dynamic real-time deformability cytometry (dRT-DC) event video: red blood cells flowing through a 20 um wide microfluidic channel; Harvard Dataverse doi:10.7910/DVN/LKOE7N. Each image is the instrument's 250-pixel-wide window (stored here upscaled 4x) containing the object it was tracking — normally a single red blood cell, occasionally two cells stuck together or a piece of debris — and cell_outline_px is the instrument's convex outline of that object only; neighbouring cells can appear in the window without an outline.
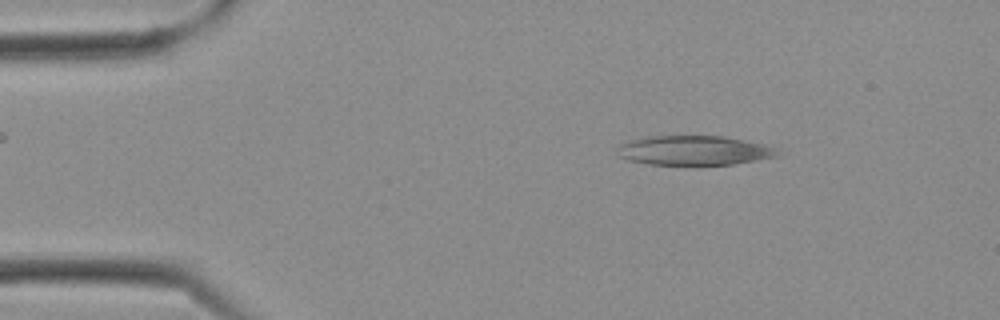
{"species": "Egyptian fruit bat (a non-hibernating species)", "species_latin": "Rousettus aegyptiacus", "temperature_condition": "cold", "stored_images_in_passage": 12, "camera_frame_rate_fps": 3000, "um_per_image_px": 0.085, "frame": {"image": 1, "passage_image": 3, "time_ms": 0.667, "image_size_px": [1000, 320], "cell_outline_px": [[784, 152], [780, 156], [732, 164], [648, 164], [628, 160], [616, 156], [616, 148], [620, 144], [632, 140], [648, 136], [720, 136], [772, 144], [780, 148]], "centroid_in_image_um": [59.09, 12.78], "position_along_channel_um": 25.9, "area_um2": 27.98}}
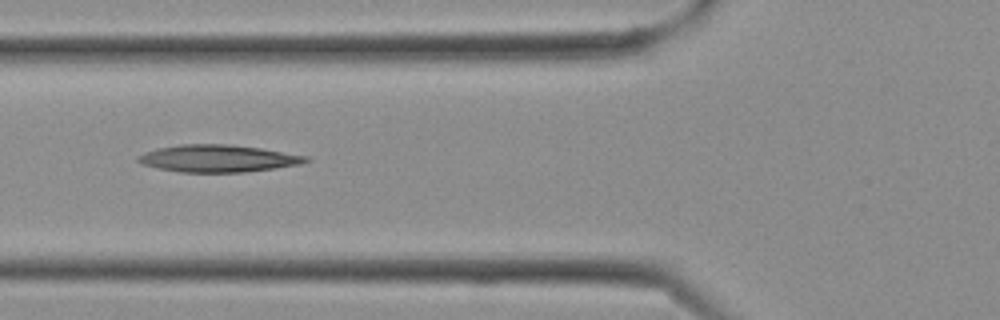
{"frame": {"image": 2, "passage_image": 9, "time_ms": 2.667, "image_size_px": [1000, 320], "cell_outline_px": [[312, 160], [300, 164], [276, 168], [244, 172], [180, 172], [156, 168], [140, 164], [136, 160], [136, 156], [144, 152], [156, 148], [180, 144], [228, 144], [260, 148], [308, 156]], "centroid_in_image_um": [18.48, 13.47], "position_along_channel_um": 107.3, "area_um2": 26.82}}
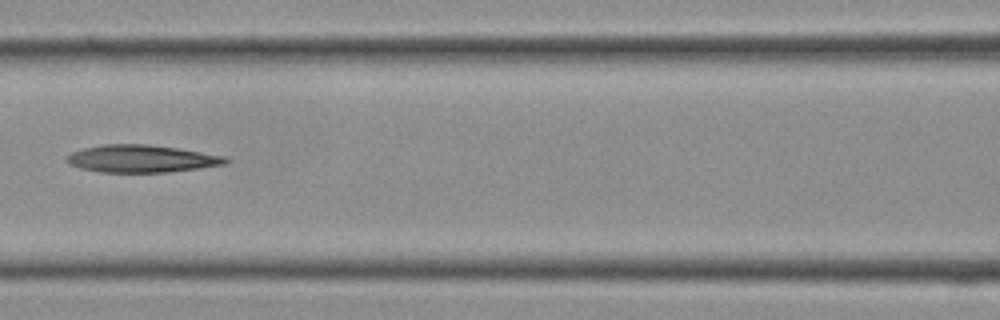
{"frame": {"image": 3, "passage_image": 11, "time_ms": 3.333, "image_size_px": [1000, 320], "cell_outline_px": [[232, 160], [224, 164], [200, 168], [168, 172], [100, 172], [80, 168], [68, 164], [64, 160], [72, 152], [84, 148], [104, 144], [148, 144], [176, 148], [224, 156]], "centroid_in_image_um": [12.0, 13.49], "position_along_channel_um": 154.6, "area_um2": 25.32}}